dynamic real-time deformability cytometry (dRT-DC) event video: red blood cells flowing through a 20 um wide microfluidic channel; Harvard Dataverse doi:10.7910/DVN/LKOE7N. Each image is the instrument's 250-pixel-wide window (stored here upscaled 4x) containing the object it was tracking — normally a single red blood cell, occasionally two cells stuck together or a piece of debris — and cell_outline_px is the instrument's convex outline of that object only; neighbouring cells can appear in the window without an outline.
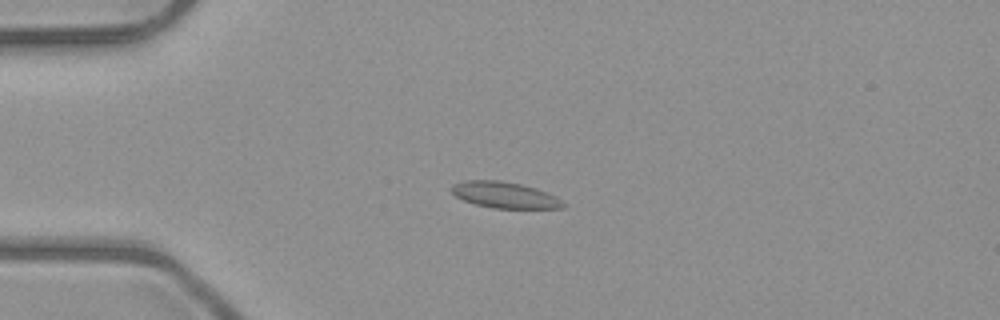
{"species": "common noctule bat (a hibernating species)", "species_latin": "Nyctalus noctula", "temperature_condition": "room temperature", "stored_images_in_passage": 5, "camera_frame_rate_fps": 3000, "um_per_image_px": 0.085, "animal": {"sex": "male", "body_mass_g": 23.1, "forearm_length_mm": 52.7}, "frame": {"image": 1, "passage_image": 4, "time_ms": 3.667, "image_size_px": [1000, 320], "cell_outline_px": [[568, 204], [564, 208], [492, 208], [476, 204], [464, 200], [456, 196], [452, 192], [452, 184], [464, 180], [500, 180], [520, 184], [536, 188], [556, 196]], "centroid_in_image_um": [42.93, 16.57], "position_along_channel_um": 42.1, "area_um2": 17.05}}